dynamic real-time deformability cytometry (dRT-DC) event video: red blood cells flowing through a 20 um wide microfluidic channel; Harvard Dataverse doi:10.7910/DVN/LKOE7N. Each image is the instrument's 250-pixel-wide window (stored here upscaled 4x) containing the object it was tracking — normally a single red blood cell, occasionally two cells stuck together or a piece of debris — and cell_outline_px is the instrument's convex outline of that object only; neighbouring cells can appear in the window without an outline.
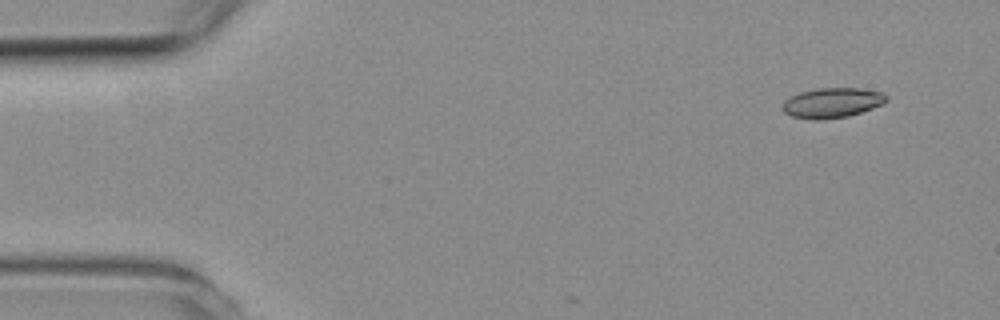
{"species": "common noctule bat (a hibernating species)", "species_latin": "Nyctalus noctula", "temperature_condition": "room temperature", "stored_images_in_passage": 5, "segment_of_instrument_passage": [1, 2], "camera_frame_rate_fps": 3000, "um_per_image_px": 0.085, "animal": {"sex": "female", "body_mass_g": 19.3, "forearm_length_mm": 54.1}, "frame": {"image": 1, "passage_image": 1, "time_ms": 0.0, "image_size_px": [1000, 320], "cell_outline_px": [[888, 100], [872, 108], [848, 116], [816, 120], [792, 116], [784, 112], [780, 108], [784, 100], [800, 92], [816, 88], [860, 88], [884, 92], [888, 96]], "centroid_in_image_um": [70.72, 8.72], "position_along_channel_um": 14.3, "area_um2": 18.15}}
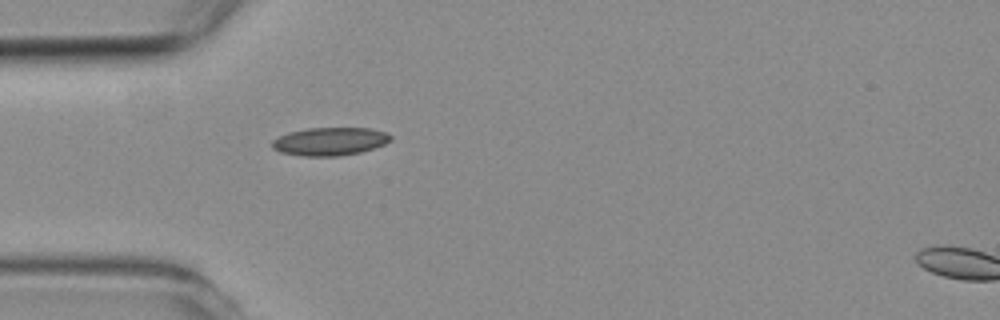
{"frame": {"image": 2, "passage_image": 4, "time_ms": 3.667, "image_size_px": [1000, 320], "cell_outline_px": [[392, 140], [384, 144], [360, 152], [340, 156], [300, 156], [280, 152], [272, 148], [272, 140], [288, 132], [308, 128], [368, 128], [384, 132], [392, 136]], "centroid_in_image_um": [28.01, 12.02], "position_along_channel_um": 57.0, "area_um2": 19.36}}